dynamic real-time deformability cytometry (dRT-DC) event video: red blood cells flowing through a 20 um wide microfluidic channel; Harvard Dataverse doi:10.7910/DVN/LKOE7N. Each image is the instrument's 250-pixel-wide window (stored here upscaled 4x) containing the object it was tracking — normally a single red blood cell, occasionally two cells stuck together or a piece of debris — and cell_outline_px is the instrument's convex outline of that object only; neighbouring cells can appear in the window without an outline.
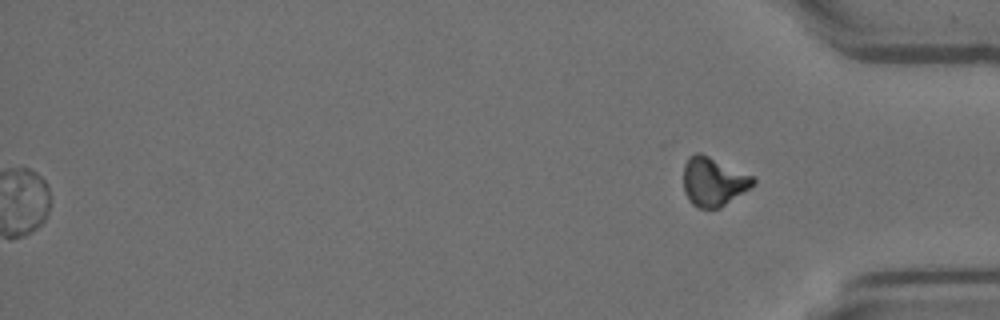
{"species": "Egyptian fruit bat (a non-hibernating species)", "species_latin": "Rousettus aegyptiacus", "temperature_condition": "room temperature", "stored_images_in_passage": 57, "segment_of_instrument_passage": [2, 2], "camera_frame_rate_fps": 3000, "um_per_image_px": 0.085, "animal": {"sex": "female"}, "frame": {"image": 1, "passage_image": 57, "time_ms": 18.667, "image_size_px": [1000, 320], "cell_outline_px": [[756, 184], [720, 208], [696, 208], [688, 200], [684, 192], [684, 164], [688, 156], [696, 152], [700, 152], [752, 176], [756, 180]], "centroid_in_image_um": [60.61, 15.45], "position_along_channel_um": 374.6, "area_um2": 19.83}}